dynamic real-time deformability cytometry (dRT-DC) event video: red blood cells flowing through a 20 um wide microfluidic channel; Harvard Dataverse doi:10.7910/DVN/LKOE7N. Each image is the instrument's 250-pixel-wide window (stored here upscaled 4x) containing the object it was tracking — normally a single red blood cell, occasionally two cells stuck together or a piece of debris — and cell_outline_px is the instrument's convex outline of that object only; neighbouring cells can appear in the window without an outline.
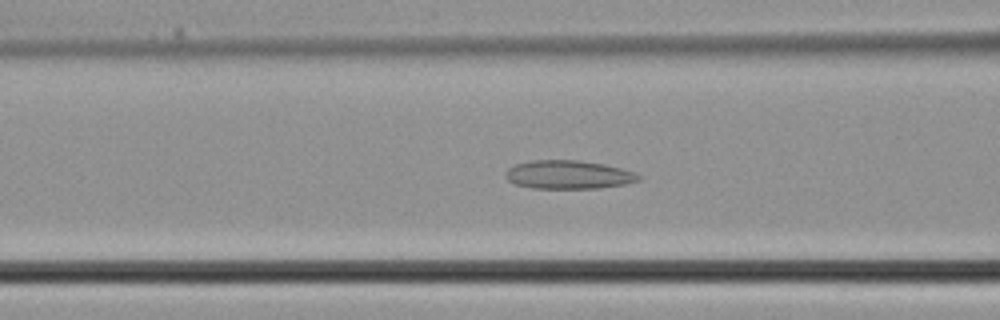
{"species": "common noctule bat (a hibernating species)", "species_latin": "Nyctalus noctula", "temperature_condition": "cold", "stored_images_in_passage": 39, "camera_frame_rate_fps": 3000, "um_per_image_px": 0.085, "animal": {"sex": "male", "body_mass_g": 21.5, "forearm_length_mm": 52.0}, "frame": {"image": 1, "passage_image": 15, "time_ms": 4.667, "image_size_px": [1000, 320], "cell_outline_px": [[644, 176], [640, 180], [624, 184], [600, 188], [532, 188], [516, 184], [508, 180], [504, 176], [508, 168], [516, 164], [532, 160], [580, 160], [604, 164], [636, 172]], "centroid_in_image_um": [48.35, 14.84], "position_along_channel_um": 118.3, "area_um2": 22.2}}
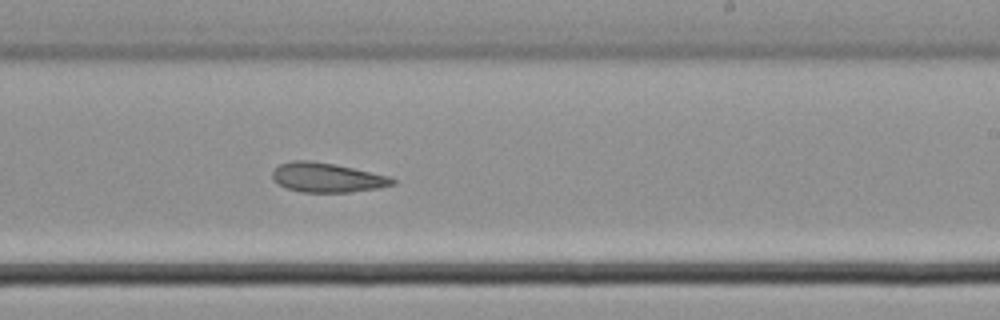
{"frame": {"image": 2, "passage_image": 23, "time_ms": 7.333, "image_size_px": [1000, 320], "cell_outline_px": [[396, 184], [376, 188], [348, 192], [300, 192], [276, 184], [272, 180], [272, 172], [280, 164], [292, 160], [312, 160], [352, 168], [388, 176], [396, 180]], "centroid_in_image_um": [27.74, 15.09], "position_along_channel_um": 261.3, "area_um2": 20.46}}
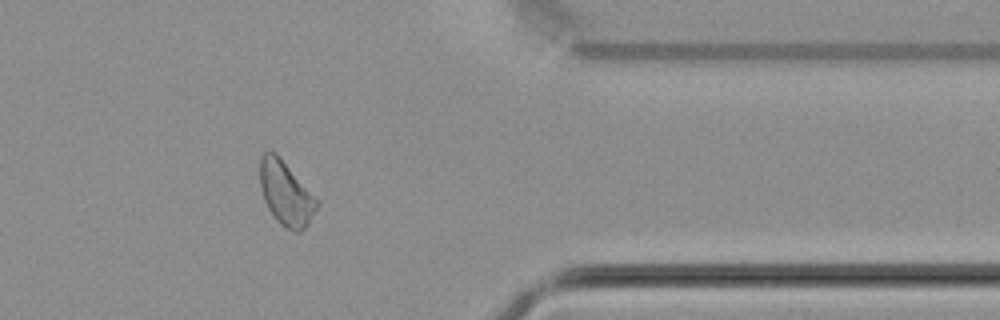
{"frame": {"image": 3, "passage_image": 31, "time_ms": 10.0, "image_size_px": [1000, 320], "cell_outline_px": [[320, 204], [308, 224], [300, 232], [296, 232], [284, 228], [276, 220], [268, 208], [264, 200], [260, 188], [260, 156], [264, 152], [276, 152], [320, 200]], "centroid_in_image_um": [24.32, 16.44], "position_along_channel_um": 387.1, "area_um2": 21.62}}